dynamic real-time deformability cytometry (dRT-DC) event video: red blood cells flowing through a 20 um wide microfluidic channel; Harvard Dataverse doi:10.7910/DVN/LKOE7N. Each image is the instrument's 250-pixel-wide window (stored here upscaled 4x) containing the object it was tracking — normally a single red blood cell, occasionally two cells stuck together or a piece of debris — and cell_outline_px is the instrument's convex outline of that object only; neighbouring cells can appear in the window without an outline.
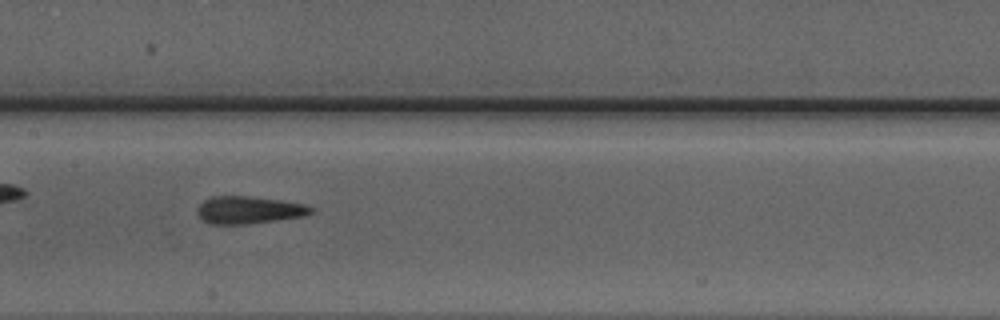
{"species": "Egyptian fruit bat (a non-hibernating species)", "species_latin": "Rousettus aegyptiacus", "temperature_condition": "warm", "stored_images_in_passage": 30, "camera_frame_rate_fps": 3000, "um_per_image_px": 0.085, "animal": {"sex": "male"}, "frame": {"image": 1, "passage_image": 13, "time_ms": 4.0, "image_size_px": [1000, 320], "cell_outline_px": [[316, 208], [312, 212], [304, 216], [248, 224], [212, 224], [204, 220], [196, 212], [200, 204], [204, 200], [216, 196], [244, 196], [280, 200], [304, 204]], "centroid_in_image_um": [21.18, 17.85], "position_along_channel_um": 186.2, "area_um2": 17.98}}
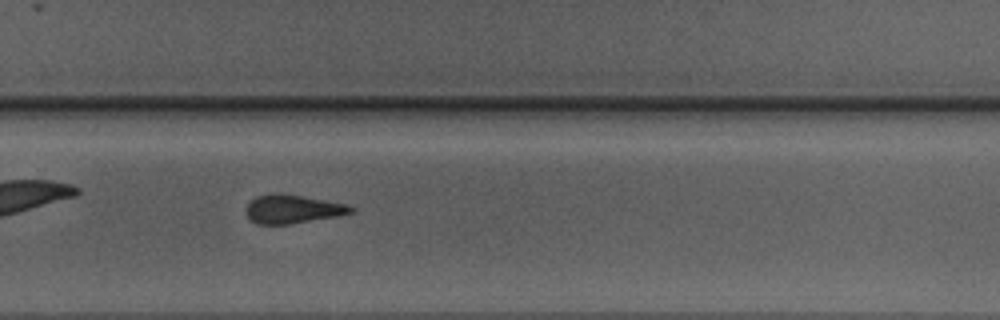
{"frame": {"image": 2, "passage_image": 22, "time_ms": 7.0, "image_size_px": [1000, 320], "cell_outline_px": [[356, 212], [336, 216], [288, 224], [256, 224], [244, 212], [244, 208], [256, 196], [272, 192], [276, 192], [348, 204], [356, 208]], "centroid_in_image_um": [24.86, 17.76], "position_along_channel_um": 304.9, "area_um2": 17.51}}
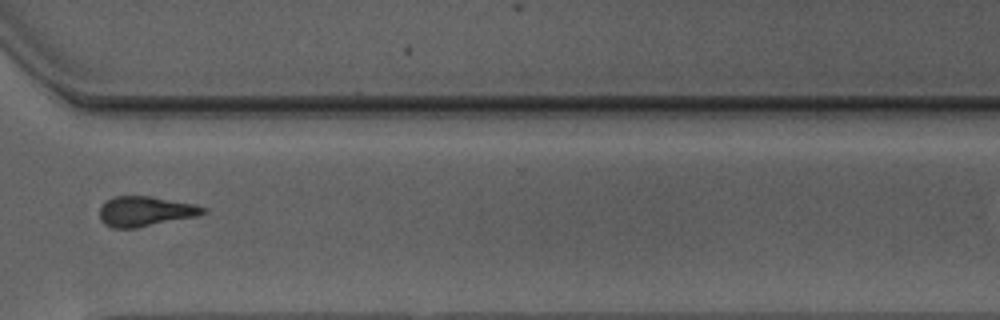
{"frame": {"image": 3, "passage_image": 26, "time_ms": 8.333, "image_size_px": [1000, 320], "cell_outline_px": [[208, 212], [196, 216], [136, 228], [112, 228], [104, 224], [100, 220], [100, 208], [108, 200], [116, 196], [148, 196], [196, 204], [208, 208]], "centroid_in_image_um": [12.38, 17.97], "position_along_channel_um": 358.2, "area_um2": 18.03}}